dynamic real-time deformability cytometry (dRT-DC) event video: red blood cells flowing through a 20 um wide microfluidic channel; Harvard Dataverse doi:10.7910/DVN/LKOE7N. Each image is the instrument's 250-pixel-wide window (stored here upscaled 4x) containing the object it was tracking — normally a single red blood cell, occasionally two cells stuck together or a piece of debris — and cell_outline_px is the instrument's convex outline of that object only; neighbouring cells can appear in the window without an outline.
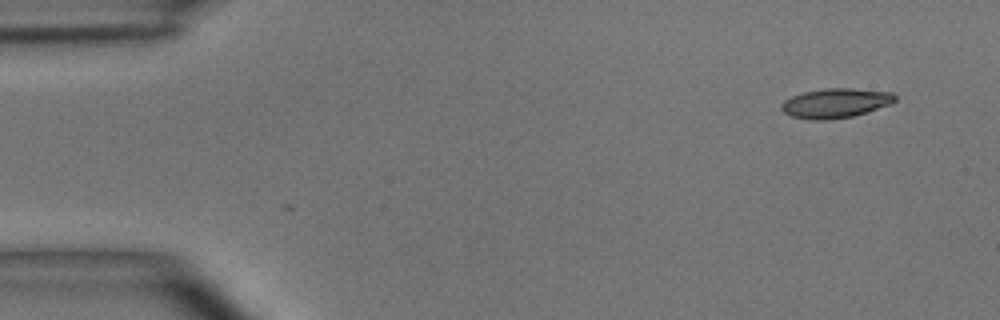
{"species": "common noctule bat (a hibernating species)", "species_latin": "Nyctalus noctula", "temperature_condition": "room temperature", "stored_images_in_passage": 10, "camera_frame_rate_fps": 3000, "um_per_image_px": 0.085, "animal": {"sex": "male", "body_mass_g": 15.6}, "frame": {"image": 1, "passage_image": 1, "time_ms": 0.0, "image_size_px": [1000, 320], "cell_outline_px": [[896, 100], [892, 104], [852, 116], [828, 120], [808, 120], [792, 116], [784, 112], [780, 108], [780, 104], [784, 100], [792, 96], [804, 92], [824, 88], [852, 88], [892, 92], [896, 96]], "centroid_in_image_um": [71.01, 8.76], "position_along_channel_um": 14.0, "area_um2": 19.65}}